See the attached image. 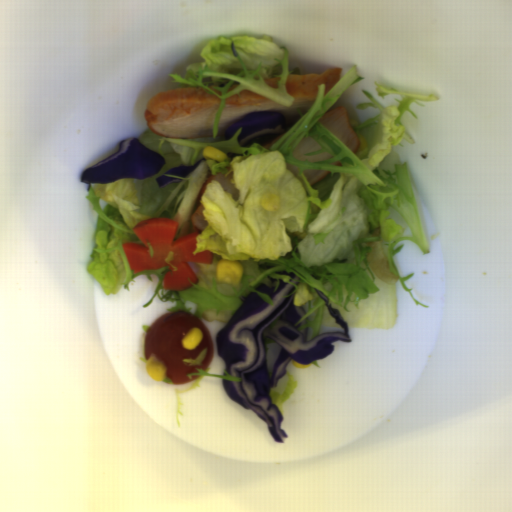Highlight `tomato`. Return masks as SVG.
<instances>
[{
  "label": "tomato",
  "instance_id": "512abeb7",
  "mask_svg": "<svg viewBox=\"0 0 512 512\" xmlns=\"http://www.w3.org/2000/svg\"><path fill=\"white\" fill-rule=\"evenodd\" d=\"M200 329L204 335L198 346L183 348L181 339L193 327ZM144 359L151 354L162 360L165 374L172 383L182 384L196 380L200 376L187 374L199 373L196 368L206 370L213 361L214 346L206 324L197 316L181 310H173L156 318L146 330L143 341Z\"/></svg>",
  "mask_w": 512,
  "mask_h": 512
}]
</instances>
